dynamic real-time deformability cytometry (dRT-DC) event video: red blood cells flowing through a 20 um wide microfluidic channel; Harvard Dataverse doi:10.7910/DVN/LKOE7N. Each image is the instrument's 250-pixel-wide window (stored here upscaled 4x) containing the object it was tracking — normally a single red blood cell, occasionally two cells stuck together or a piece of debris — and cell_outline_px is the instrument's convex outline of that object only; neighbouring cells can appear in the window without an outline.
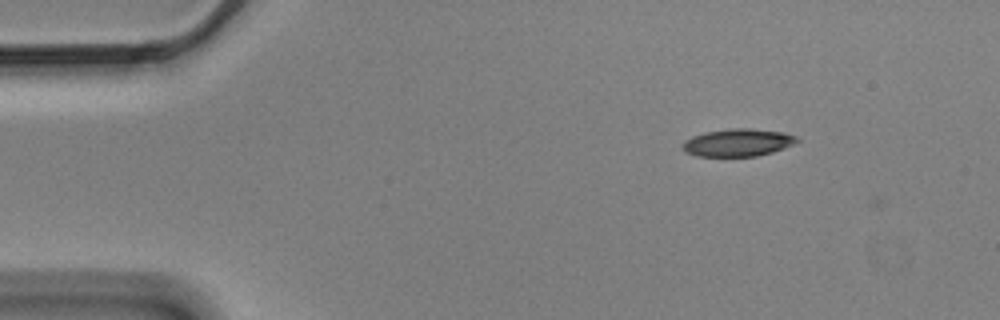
{"species": "Egyptian fruit bat (a non-hibernating species)", "species_latin": "Rousettus aegyptiacus", "temperature_condition": "cold", "stored_images_in_passage": 5, "camera_frame_rate_fps": 3000, "um_per_image_px": 0.085, "animal": {"sex": "male"}, "frame": {"image": 1, "passage_image": 4, "time_ms": 1.0, "image_size_px": [1000, 320], "cell_outline_px": [[800, 140], [784, 148], [772, 152], [756, 156], [696, 156], [684, 152], [684, 144], [692, 136], [704, 132], [732, 128], [748, 128], [784, 132], [796, 136]], "centroid_in_image_um": [62.74, 12.11], "position_along_channel_um": 22.3, "area_um2": 18.21}}